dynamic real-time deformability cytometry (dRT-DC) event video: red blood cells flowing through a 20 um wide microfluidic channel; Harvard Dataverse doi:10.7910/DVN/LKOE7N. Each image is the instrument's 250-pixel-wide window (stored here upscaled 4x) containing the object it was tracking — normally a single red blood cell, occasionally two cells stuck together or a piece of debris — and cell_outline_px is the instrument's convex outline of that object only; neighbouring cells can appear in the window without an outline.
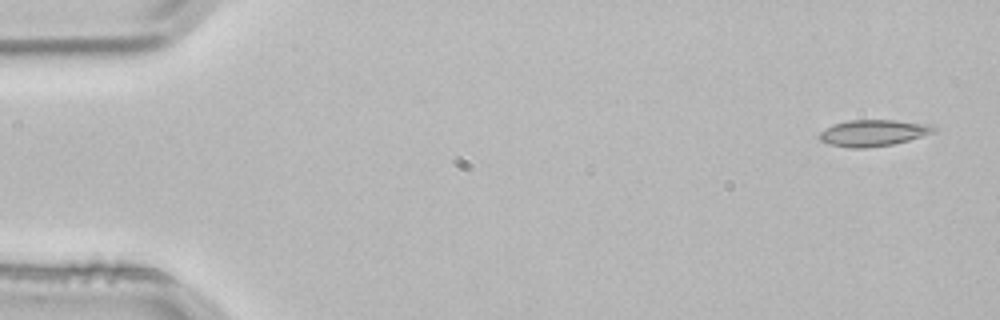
{"species": "common noctule bat (a hibernating species)", "species_latin": "Nyctalus noctula", "temperature_condition": "room temperature", "stored_images_in_passage": 4, "camera_frame_rate_fps": 3000, "um_per_image_px": 0.085, "animal": {"sex": "male", "body_mass_g": 21.5, "forearm_length_mm": 52.0}, "frame": {"image": 1, "passage_image": 1, "time_ms": 0.0, "image_size_px": [1000, 320], "cell_outline_px": [[936, 132], [908, 140], [892, 144], [868, 148], [848, 148], [828, 144], [820, 140], [820, 132], [832, 124], [848, 120], [892, 120], [932, 124], [936, 128]], "centroid_in_image_um": [74.23, 11.3], "position_along_channel_um": 10.8, "area_um2": 17.69}}
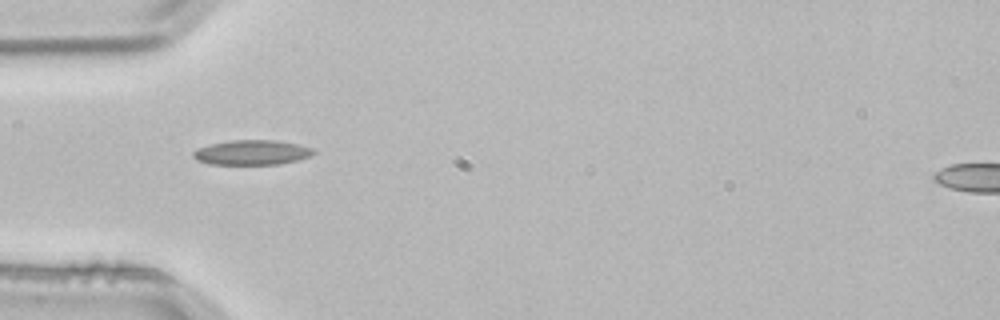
{"frame": {"image": 2, "passage_image": 4, "time_ms": 1.0, "image_size_px": [1000, 320], "cell_outline_px": [[316, 152], [308, 156], [296, 160], [280, 164], [208, 164], [196, 160], [192, 156], [192, 152], [200, 148], [212, 144], [232, 140], [276, 140], [300, 144], [312, 148]], "centroid_in_image_um": [21.41, 12.96], "position_along_channel_um": 63.6, "area_um2": 17.28}}